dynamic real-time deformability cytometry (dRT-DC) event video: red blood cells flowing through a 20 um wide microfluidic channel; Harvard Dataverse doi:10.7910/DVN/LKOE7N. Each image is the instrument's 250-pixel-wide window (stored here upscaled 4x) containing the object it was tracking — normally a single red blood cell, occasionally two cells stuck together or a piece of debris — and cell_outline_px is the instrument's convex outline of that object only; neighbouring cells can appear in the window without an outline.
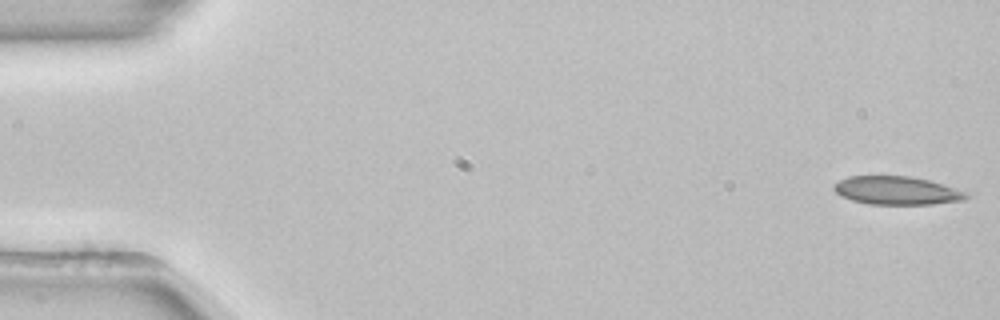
{"species": "common noctule bat (a hibernating species)", "species_latin": "Nyctalus noctula", "temperature_condition": "room temperature", "stored_images_in_passage": 53, "camera_frame_rate_fps": 3000, "um_per_image_px": 0.085, "animal": {"sex": "female", "body_mass_g": 22.7, "forearm_length_mm": 54.2}, "frame": {"image": 1, "passage_image": 1, "time_ms": 0.0, "image_size_px": [1000, 320], "cell_outline_px": [[976, 192], [972, 196], [964, 200], [932, 204], [868, 204], [852, 200], [840, 196], [832, 188], [832, 184], [848, 176], [912, 176]], "centroid_in_image_um": [76.33, 16.19], "position_along_channel_um": 8.7, "area_um2": 22.43}}
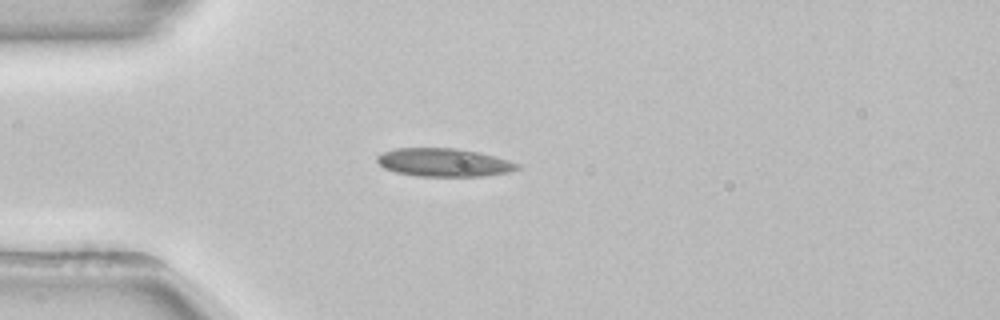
{"frame": {"image": 2, "passage_image": 14, "time_ms": 4.333, "image_size_px": [1000, 320], "cell_outline_px": [[520, 168], [508, 172], [484, 176], [416, 176], [396, 172], [384, 168], [376, 160], [376, 156], [384, 152], [396, 148], [456, 148], [480, 152], [496, 156], [520, 164]], "centroid_in_image_um": [37.74, 13.8], "position_along_channel_um": 47.3, "area_um2": 23.12}, "authors_computed_cell_mechanics": {"area_um2": 22.1374, "velocity_mm_per_s": 3.8721, "shape_relaxation_time_tau1_ms": 7.8539, "shape_relaxation_time_tau2_ms": 3.8457, "deformation_change_tau1": 0.1408, "deformation_change_tau2": 0.0943}}